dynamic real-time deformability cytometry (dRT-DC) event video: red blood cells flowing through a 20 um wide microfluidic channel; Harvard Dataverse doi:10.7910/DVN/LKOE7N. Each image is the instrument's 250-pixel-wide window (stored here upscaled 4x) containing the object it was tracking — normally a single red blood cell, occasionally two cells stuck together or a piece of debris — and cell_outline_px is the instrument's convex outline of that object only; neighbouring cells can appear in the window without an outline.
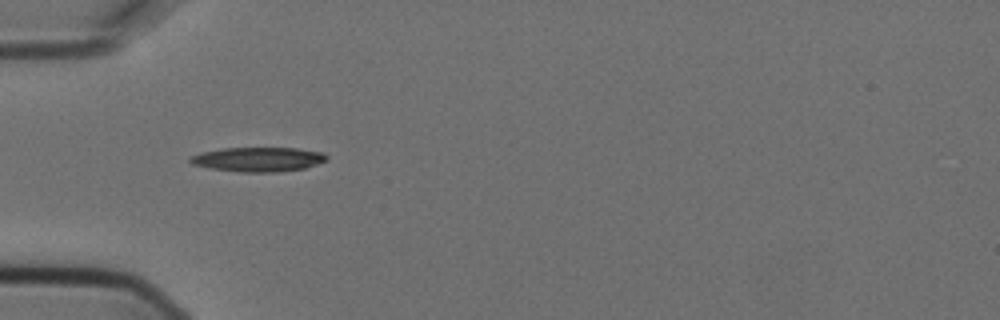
{"species": "Egyptian fruit bat (a non-hibernating species)", "species_latin": "Rousettus aegyptiacus", "temperature_condition": "cold", "stored_images_in_passage": 6, "camera_frame_rate_fps": 3000, "um_per_image_px": 0.085, "animal": {"sex": "female"}, "frame": {"image": 1, "passage_image": 5, "time_ms": 1.333, "image_size_px": [1000, 320], "cell_outline_px": [[328, 160], [304, 168], [276, 172], [240, 172], [212, 168], [192, 164], [188, 160], [192, 156], [200, 152], [224, 148], [296, 148], [324, 152], [328, 156]], "centroid_in_image_um": [21.97, 13.54], "position_along_channel_um": 63.0, "area_um2": 19.36}}
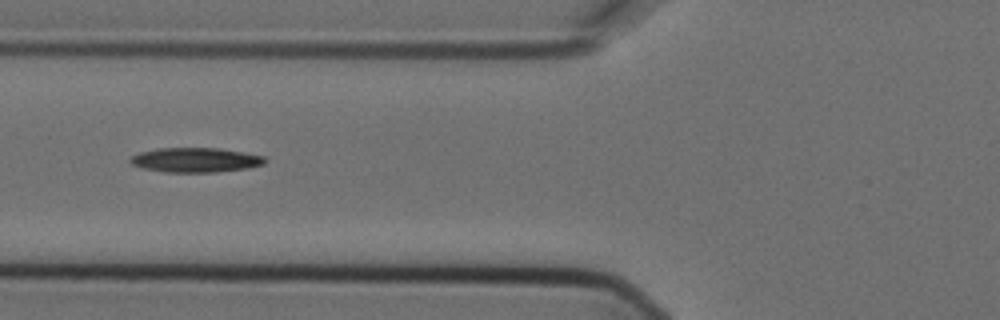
{"frame": {"image": 2, "passage_image": 6, "time_ms": 1.667, "image_size_px": [1000, 320], "cell_outline_px": [[268, 160], [264, 164], [248, 168], [216, 172], [164, 172], [144, 168], [132, 164], [128, 160], [132, 156], [140, 152], [156, 148], [216, 148], [244, 152], [264, 156]], "centroid_in_image_um": [16.63, 13.59], "position_along_channel_um": 109.2, "area_um2": 19.31}}